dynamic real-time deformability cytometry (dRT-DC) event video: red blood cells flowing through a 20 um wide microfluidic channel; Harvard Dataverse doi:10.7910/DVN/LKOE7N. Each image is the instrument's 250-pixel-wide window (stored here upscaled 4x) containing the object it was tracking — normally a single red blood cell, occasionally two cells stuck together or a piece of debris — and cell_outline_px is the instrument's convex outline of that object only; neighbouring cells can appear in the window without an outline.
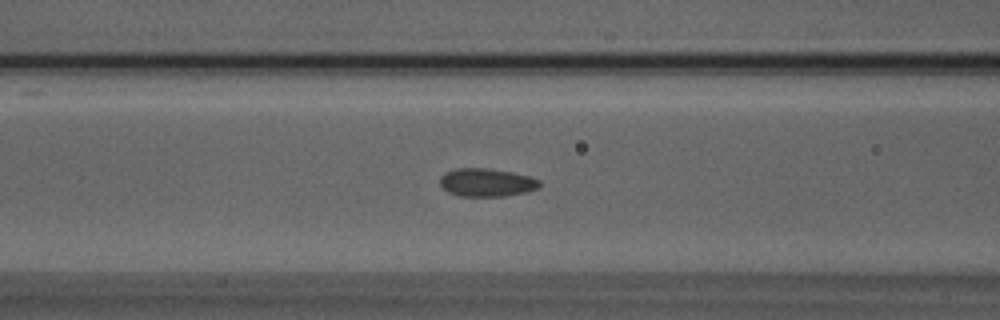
{"species": "Egyptian fruit bat (a non-hibernating species)", "species_latin": "Rousettus aegyptiacus", "temperature_condition": "room temperature", "stored_images_in_passage": 50, "camera_frame_rate_fps": 3000, "um_per_image_px": 0.085, "animal": {"sex": "male"}, "frame": {"image": 1, "passage_image": 19, "time_ms": 6.0, "image_size_px": [1000, 320], "cell_outline_px": [[540, 184], [536, 188], [528, 192], [508, 196], [456, 196], [448, 192], [440, 184], [440, 176], [444, 172], [456, 168], [488, 168], [528, 176], [540, 180]], "centroid_in_image_um": [41.32, 15.52], "position_along_channel_um": 125.3, "area_um2": 16.36}}
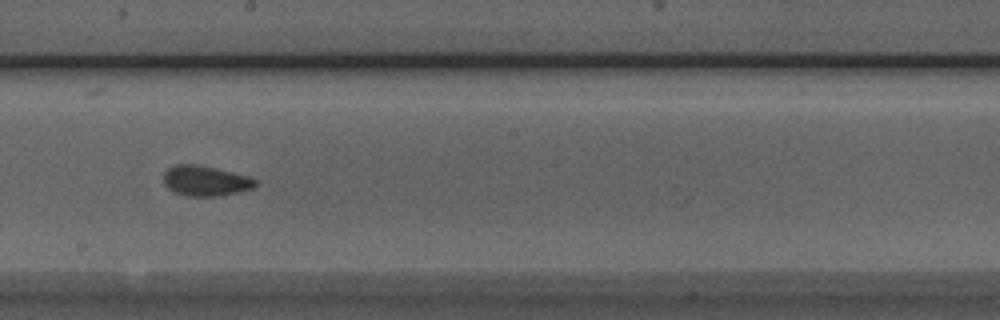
{"frame": {"image": 2, "passage_image": 27, "time_ms": 8.667, "image_size_px": [1000, 320], "cell_outline_px": [[256, 188], [220, 196], [184, 196], [168, 188], [164, 184], [164, 172], [168, 168], [176, 164], [196, 164], [252, 176], [256, 180]], "centroid_in_image_um": [17.5, 15.37], "position_along_channel_um": 230.7, "area_um2": 16.36}}
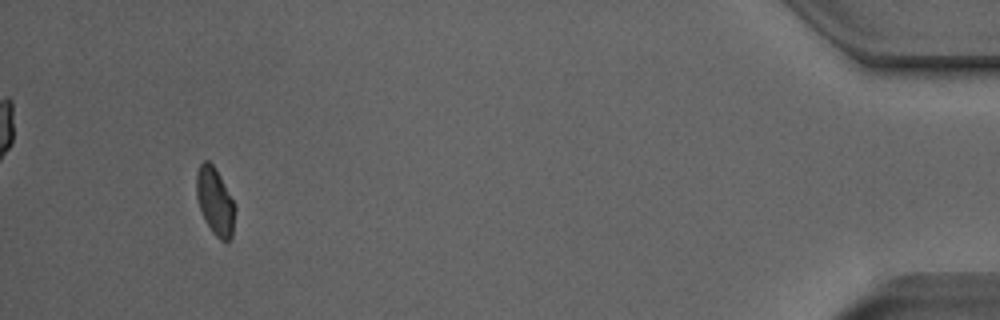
{"frame": {"image": 3, "passage_image": 47, "time_ms": 15.333, "image_size_px": [1000, 320], "cell_outline_px": [[236, 208], [232, 236], [228, 244], [220, 240], [212, 232], [200, 208], [196, 196], [196, 172], [200, 164], [204, 160], [208, 160], [212, 164], [232, 200]], "centroid_in_image_um": [18.28, 17.16], "position_along_channel_um": 416.9, "area_um2": 14.85}, "authors_computed_cell_mechanics": {"area_um2": 16.2996, "velocity_mm_per_s": 3.961, "shape_relaxation_time_tau1_ms": 2.5945, "shape_relaxation_time_tau2_ms": 1.0208, "deformation_change_tau1": 0.0941, "deformation_change_tau2": 0.0606}}